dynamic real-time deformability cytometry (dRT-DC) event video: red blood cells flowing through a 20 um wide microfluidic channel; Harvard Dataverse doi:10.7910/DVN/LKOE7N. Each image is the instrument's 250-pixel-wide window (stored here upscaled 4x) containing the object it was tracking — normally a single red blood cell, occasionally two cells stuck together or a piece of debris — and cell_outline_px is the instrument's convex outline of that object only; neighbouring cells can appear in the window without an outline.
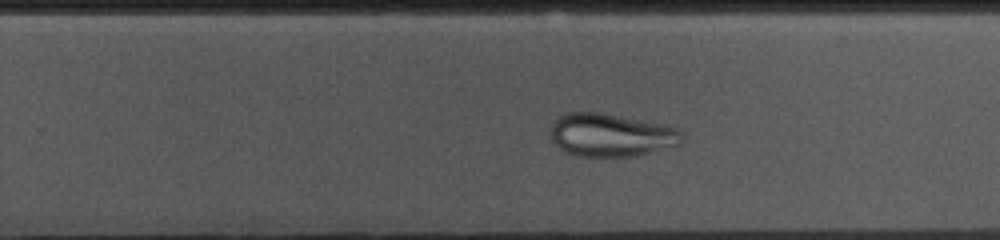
{"species": "common noctule bat (a hibernating species)", "species_latin": "Nyctalus noctula", "temperature_condition": "cold", "stored_images_in_passage": 53, "camera_frame_rate_fps": 3000, "um_per_image_px": 0.085, "animal": {"sex": "female", "body_mass_g": 10.0, "forearm_length_mm": 53.1}, "frame": {"image": 1, "passage_image": 31, "time_ms": 10.0, "image_size_px": [1000, 240], "cell_outline_px": [[684, 136], [680, 144], [636, 156], [576, 156], [564, 152], [552, 140], [552, 120], [568, 112], [600, 112], [660, 124], [676, 128], [684, 132]], "centroid_in_image_um": [51.93, 11.48], "position_along_channel_um": 277.9, "area_um2": 32.83}}
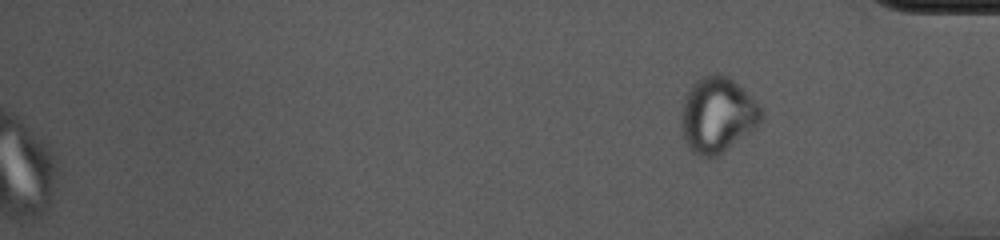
{"frame": {"image": 2, "passage_image": 53, "time_ms": 17.333, "image_size_px": [1000, 240], "cell_outline_px": [[764, 116], [756, 128], [716, 156], [700, 156], [692, 152], [684, 140], [680, 128], [680, 108], [684, 96], [688, 88], [696, 80], [712, 72], [720, 72], [728, 76], [756, 100], [764, 108]], "centroid_in_image_um": [60.97, 9.73], "position_along_channel_um": 374.2, "area_um2": 35.84}}